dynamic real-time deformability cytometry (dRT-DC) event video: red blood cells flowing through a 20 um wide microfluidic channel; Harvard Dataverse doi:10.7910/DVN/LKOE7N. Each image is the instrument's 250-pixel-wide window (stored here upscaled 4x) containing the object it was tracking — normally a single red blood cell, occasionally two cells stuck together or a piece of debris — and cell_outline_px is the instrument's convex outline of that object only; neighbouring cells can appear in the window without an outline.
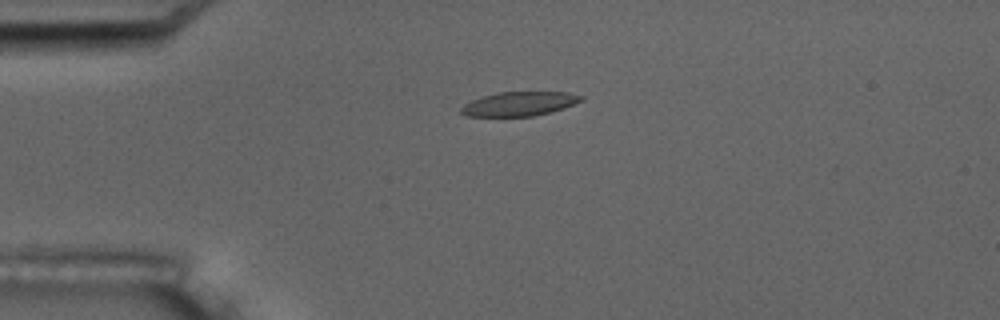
{"species": "common noctule bat (a hibernating species)", "species_latin": "Nyctalus noctula", "temperature_condition": "room temperature", "stored_images_in_passage": 2, "camera_frame_rate_fps": 3000, "um_per_image_px": 0.085, "animal": {"sex": "male", "body_mass_g": 17.5, "forearm_length_mm": 52.3}, "frame": {"image": 1, "passage_image": 2, "time_ms": 2.0, "image_size_px": [1000, 320], "cell_outline_px": [[584, 100], [564, 108], [532, 116], [468, 116], [460, 112], [460, 108], [464, 104], [472, 100], [484, 96], [500, 92], [568, 92], [584, 96]], "centroid_in_image_um": [44.16, 8.82], "position_along_channel_um": 40.8, "area_um2": 16.76}}